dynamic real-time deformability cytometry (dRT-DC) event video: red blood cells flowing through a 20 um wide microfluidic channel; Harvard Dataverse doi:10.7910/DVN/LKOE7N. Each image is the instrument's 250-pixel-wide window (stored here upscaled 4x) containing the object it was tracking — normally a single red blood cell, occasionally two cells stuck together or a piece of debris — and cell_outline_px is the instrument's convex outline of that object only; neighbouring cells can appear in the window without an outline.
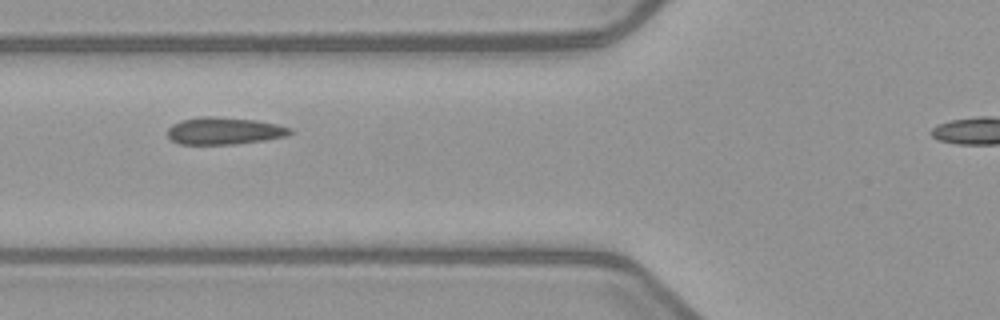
{"species": "common noctule bat (a hibernating species)", "species_latin": "Nyctalus noctula", "temperature_condition": "warm", "stored_images_in_passage": 6, "camera_frame_rate_fps": 3000, "um_per_image_px": 0.085, "animal": {"sex": "female", "body_mass_g": 21.9}, "frame": {"image": 1, "passage_image": 4, "time_ms": 3.667, "image_size_px": [1000, 320], "cell_outline_px": [[296, 132], [284, 136], [264, 140], [236, 144], [180, 144], [172, 140], [168, 136], [168, 128], [172, 124], [180, 120], [200, 116], [216, 116], [256, 120], [276, 124], [292, 128]], "centroid_in_image_um": [19.06, 11.11], "position_along_channel_um": 106.7, "area_um2": 19.54}}
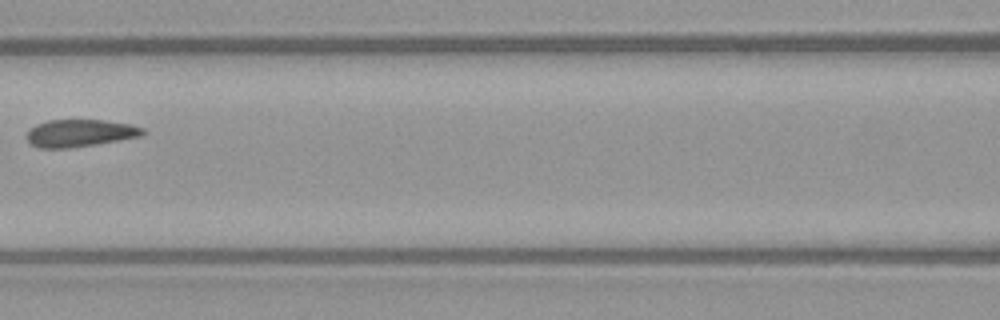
{"frame": {"image": 2, "passage_image": 5, "time_ms": 5.0, "image_size_px": [1000, 320], "cell_outline_px": [[148, 132], [140, 136], [96, 144], [68, 148], [40, 148], [32, 144], [24, 136], [36, 124], [48, 120], [104, 120], [128, 124], [144, 128]], "centroid_in_image_um": [6.79, 11.31], "position_along_channel_um": 159.8, "area_um2": 18.38}}
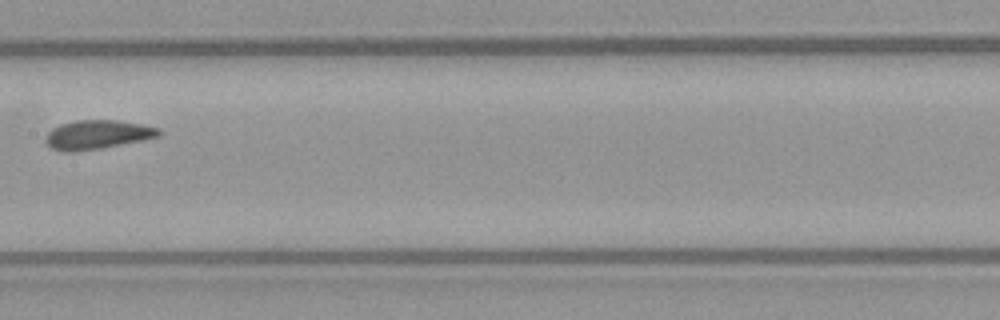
{"frame": {"image": 3, "passage_image": 6, "time_ms": 6.0, "image_size_px": [1000, 320], "cell_outline_px": [[160, 136], [144, 140], [100, 148], [72, 152], [64, 152], [52, 148], [44, 140], [48, 132], [52, 128], [60, 124], [76, 120], [120, 120], [144, 124], [160, 128]], "centroid_in_image_um": [8.29, 11.43], "position_along_channel_um": 199.1, "area_um2": 19.25}}